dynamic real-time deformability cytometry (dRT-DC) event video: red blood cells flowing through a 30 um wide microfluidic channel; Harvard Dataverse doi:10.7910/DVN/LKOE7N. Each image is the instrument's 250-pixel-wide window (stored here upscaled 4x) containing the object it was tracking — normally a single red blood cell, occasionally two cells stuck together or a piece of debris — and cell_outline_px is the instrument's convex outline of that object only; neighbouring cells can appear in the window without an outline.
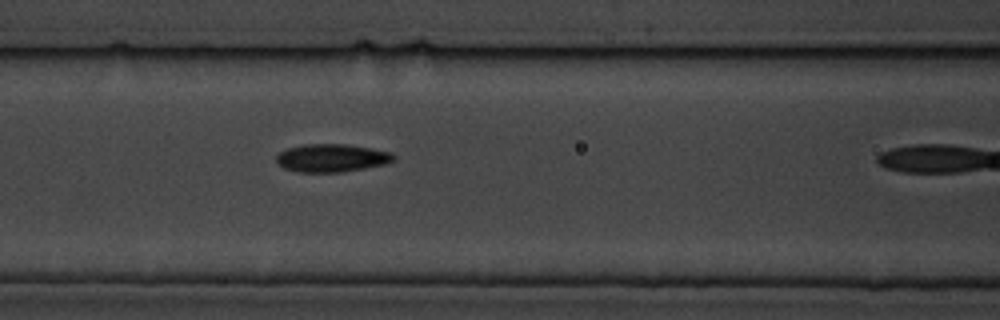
{"species": "common noctule bat (a hibernating species)", "species_latin": "Nyctalus noctula", "temperature_condition": "cold", "stored_images_in_passage": 5, "camera_frame_rate_fps": 3000, "um_per_image_px": 0.085, "animal": {"sex": "male", "body_mass_g": 19.5, "forearm_length_mm": 54.6}, "frame": {"image": 1, "passage_image": 4, "time_ms": 4.333, "image_size_px": [1000, 320], "cell_outline_px": [[396, 160], [384, 164], [344, 172], [296, 172], [284, 168], [276, 164], [276, 156], [280, 152], [288, 148], [304, 144], [348, 144], [392, 152], [396, 156]], "centroid_in_image_um": [28.19, 13.43], "position_along_channel_um": 138.4, "area_um2": 19.31}}